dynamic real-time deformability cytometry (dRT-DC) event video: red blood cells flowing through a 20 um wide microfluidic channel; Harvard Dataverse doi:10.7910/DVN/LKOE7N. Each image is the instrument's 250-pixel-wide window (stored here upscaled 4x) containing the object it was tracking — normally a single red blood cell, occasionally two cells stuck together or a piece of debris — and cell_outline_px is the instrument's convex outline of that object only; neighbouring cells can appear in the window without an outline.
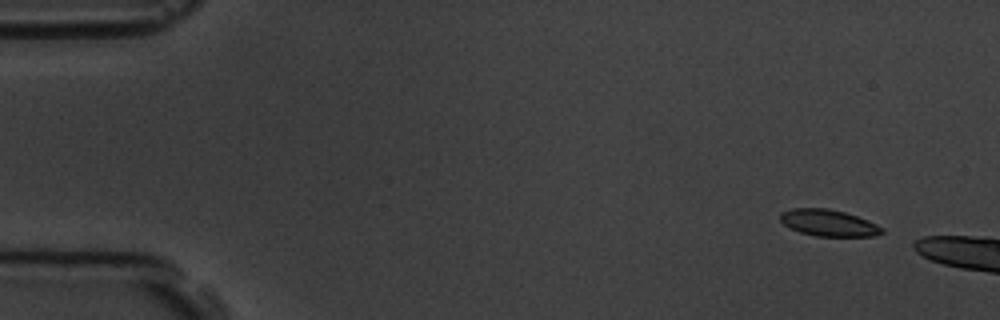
{"species": "common noctule bat (a hibernating species)", "species_latin": "Nyctalus noctula", "temperature_condition": "room temperature", "stored_images_in_passage": 3, "camera_frame_rate_fps": 3000, "um_per_image_px": 0.085, "animal": {"sex": "male", "body_mass_g": 19.5, "forearm_length_mm": 54.6}, "frame": {"image": 1, "passage_image": 1, "time_ms": 0.0, "image_size_px": [1000, 320], "cell_outline_px": [[884, 232], [876, 236], [816, 236], [800, 232], [784, 224], [780, 220], [780, 212], [792, 208], [828, 208], [844, 212], [868, 220], [884, 228]], "centroid_in_image_um": [70.43, 18.94], "position_along_channel_um": 14.6, "area_um2": 15.72}}